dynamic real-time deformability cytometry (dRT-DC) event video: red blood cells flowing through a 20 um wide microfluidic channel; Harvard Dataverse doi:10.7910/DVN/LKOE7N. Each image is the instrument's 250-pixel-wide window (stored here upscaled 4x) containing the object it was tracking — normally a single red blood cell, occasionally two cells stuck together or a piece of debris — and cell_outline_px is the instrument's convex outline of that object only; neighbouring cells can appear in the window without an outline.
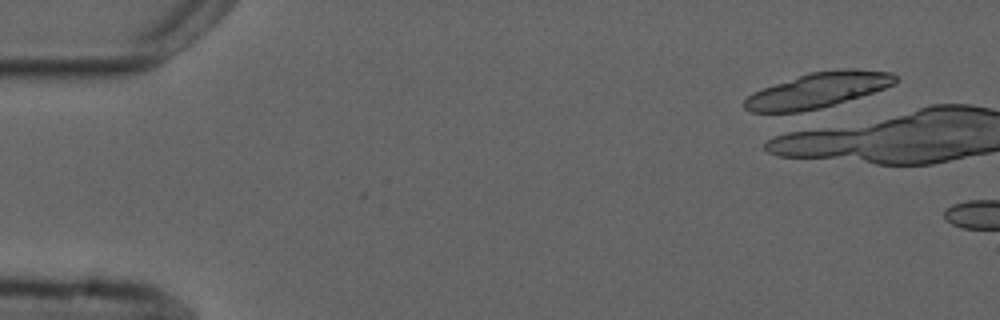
{"species": "common noctule bat (a hibernating species)", "species_latin": "Nyctalus noctula", "temperature_condition": "cold", "stored_images_in_passage": 2, "camera_frame_rate_fps": 3000, "um_per_image_px": 0.085, "animal": {"sex": "male", "forearm_length_mm": 52.5}, "frame": {"image": 1, "passage_image": 1, "time_ms": 0.0, "image_size_px": [1000, 320], "cell_outline_px": [[896, 84], [836, 104], [792, 116], [788, 116], [752, 112], [744, 108], [744, 100], [752, 92], [812, 72], [840, 68], [856, 68], [892, 72], [896, 76]], "centroid_in_image_um": [69.47, 7.72], "position_along_channel_um": 15.5, "area_um2": 31.62}}